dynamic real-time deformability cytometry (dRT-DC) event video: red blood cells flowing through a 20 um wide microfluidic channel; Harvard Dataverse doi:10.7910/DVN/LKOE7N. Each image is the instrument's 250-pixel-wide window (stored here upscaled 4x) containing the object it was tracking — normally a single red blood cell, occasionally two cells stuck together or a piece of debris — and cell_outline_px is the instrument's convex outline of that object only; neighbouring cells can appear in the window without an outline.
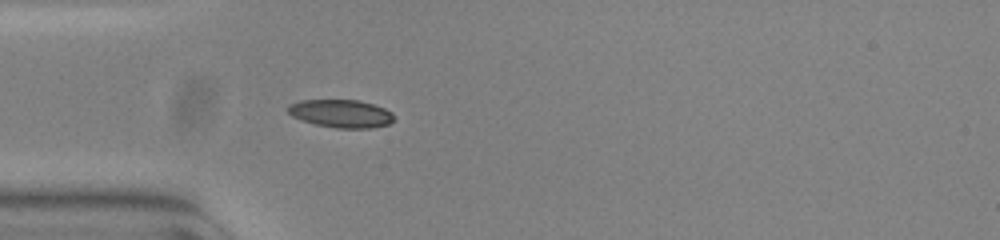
{"species": "common noctule bat (a hibernating species)", "species_latin": "Nyctalus noctula", "temperature_condition": "warm", "stored_images_in_passage": 39, "camera_frame_rate_fps": 3000, "um_per_image_px": 0.085, "animal": {"sex": "female", "body_mass_g": 23.0, "forearm_length_mm": 53.4}, "frame": {"image": 1, "passage_image": 1, "time_ms": 0.0, "image_size_px": [1000, 240], "cell_outline_px": [[396, 120], [388, 124], [372, 128], [336, 128], [316, 124], [292, 116], [288, 112], [288, 104], [300, 100], [356, 100], [372, 104], [384, 108], [392, 112]], "centroid_in_image_um": [29.01, 9.65], "position_along_channel_um": 56.0, "area_um2": 17.22}}
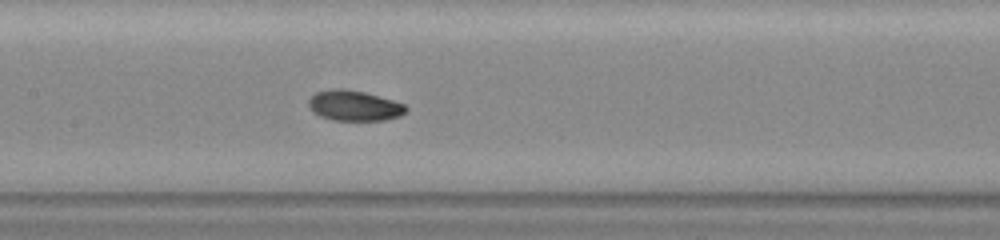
{"frame": {"image": 2, "passage_image": 11, "time_ms": 3.333, "image_size_px": [1000, 240], "cell_outline_px": [[408, 108], [400, 116], [384, 120], [332, 120], [320, 116], [312, 112], [308, 104], [308, 100], [316, 92], [332, 88], [344, 88], [364, 92], [392, 100], [404, 104]], "centroid_in_image_um": [30.07, 8.97], "position_along_channel_um": 177.3, "area_um2": 17.22}}
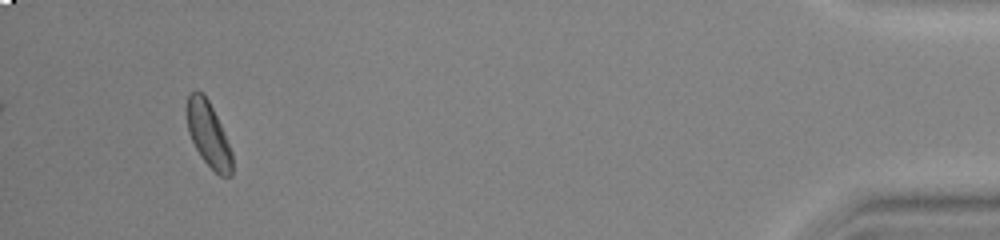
{"frame": {"image": 3, "passage_image": 36, "time_ms": 11.667, "image_size_px": [1000, 240], "cell_outline_px": [[232, 176], [220, 176], [200, 156], [188, 132], [188, 92], [196, 88], [204, 92], [220, 124], [232, 152]], "centroid_in_image_um": [17.71, 11.39], "position_along_channel_um": 417.5, "area_um2": 16.88}, "authors_computed_cell_mechanics": {"area_um2": 17.1088, "velocity_mm_per_s": 3.7755, "shape_relaxation_time_tau1_ms": 5.1649, "shape_relaxation_time_tau2_ms": 3.1591, "deformation_change_tau1": 0.1712, "deformation_change_tau2": 0.068}}